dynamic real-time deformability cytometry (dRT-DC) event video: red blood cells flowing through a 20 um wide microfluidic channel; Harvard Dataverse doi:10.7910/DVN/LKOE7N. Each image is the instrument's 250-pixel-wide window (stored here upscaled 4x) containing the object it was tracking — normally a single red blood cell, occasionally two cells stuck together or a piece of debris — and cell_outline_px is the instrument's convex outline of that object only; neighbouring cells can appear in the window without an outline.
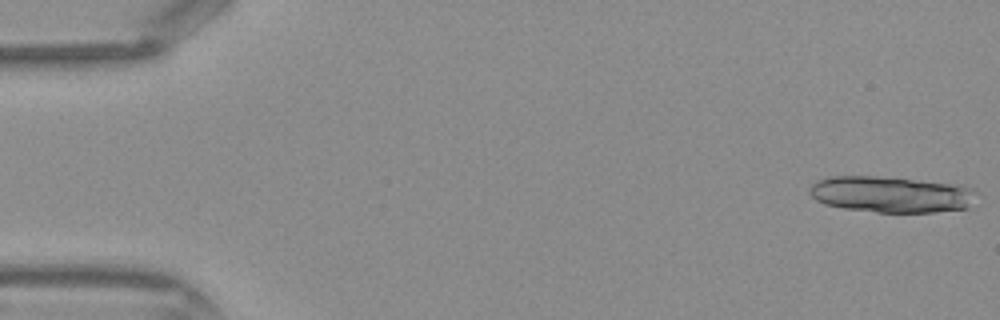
{"species": "Egyptian fruit bat (a non-hibernating species)", "species_latin": "Rousettus aegyptiacus", "temperature_condition": "warm", "stored_images_in_passage": 16, "camera_frame_rate_fps": 3000, "um_per_image_px": 0.085, "frame": {"image": 1, "passage_image": 1, "time_ms": 0.0, "image_size_px": [1000, 320], "cell_outline_px": [[976, 192], [968, 208], [932, 212], [876, 212], [844, 208], [824, 204], [816, 200], [808, 192], [808, 188], [816, 180], [832, 176], [872, 176], [964, 184], [972, 188]], "centroid_in_image_um": [75.73, 16.51], "position_along_channel_um": 9.3, "area_um2": 35.32}}